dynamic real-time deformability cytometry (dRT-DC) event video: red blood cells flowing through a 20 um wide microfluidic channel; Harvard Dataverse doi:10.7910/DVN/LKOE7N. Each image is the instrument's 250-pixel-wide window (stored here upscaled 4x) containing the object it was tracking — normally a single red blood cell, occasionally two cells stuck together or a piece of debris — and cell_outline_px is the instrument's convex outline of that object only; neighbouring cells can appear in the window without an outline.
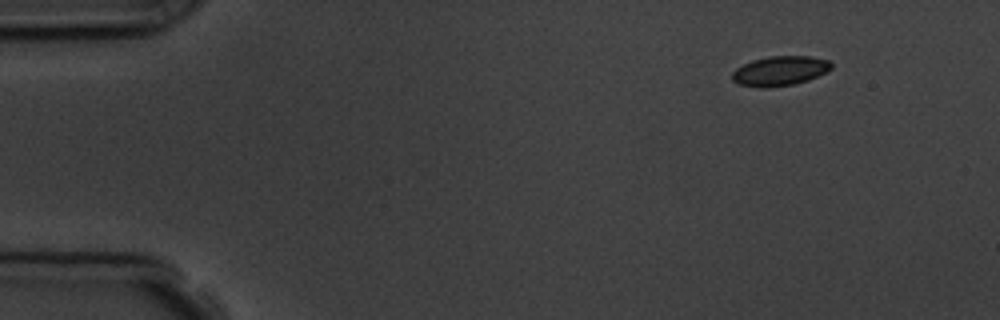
{"species": "common noctule bat (a hibernating species)", "species_latin": "Nyctalus noctula", "temperature_condition": "room temperature", "stored_images_in_passage": 4, "camera_frame_rate_fps": 3000, "um_per_image_px": 0.085, "animal": {"sex": "male", "body_mass_g": 19.5, "forearm_length_mm": 54.6}, "frame": {"image": 1, "passage_image": 1, "time_ms": 0.0, "image_size_px": [1000, 320], "cell_outline_px": [[832, 68], [828, 72], [808, 80], [792, 84], [764, 88], [760, 88], [740, 84], [732, 80], [732, 72], [736, 68], [752, 60], [768, 56], [808, 56], [828, 60], [832, 64]], "centroid_in_image_um": [66.3, 6.02], "position_along_channel_um": 18.7, "area_um2": 17.11}}
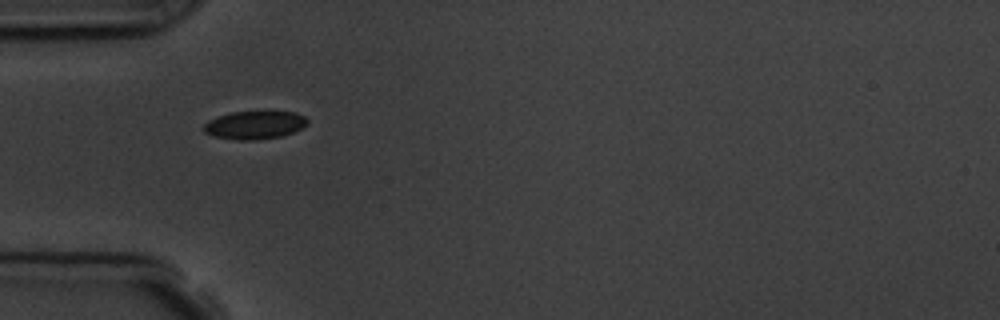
{"frame": {"image": 2, "passage_image": 4, "time_ms": 3.667, "image_size_px": [1000, 320], "cell_outline_px": [[308, 124], [292, 132], [280, 136], [256, 140], [236, 140], [212, 136], [204, 132], [204, 124], [208, 120], [216, 116], [232, 112], [296, 112], [304, 116], [308, 120]], "centroid_in_image_um": [21.61, 10.63], "position_along_channel_um": 63.4, "area_um2": 16.94}}